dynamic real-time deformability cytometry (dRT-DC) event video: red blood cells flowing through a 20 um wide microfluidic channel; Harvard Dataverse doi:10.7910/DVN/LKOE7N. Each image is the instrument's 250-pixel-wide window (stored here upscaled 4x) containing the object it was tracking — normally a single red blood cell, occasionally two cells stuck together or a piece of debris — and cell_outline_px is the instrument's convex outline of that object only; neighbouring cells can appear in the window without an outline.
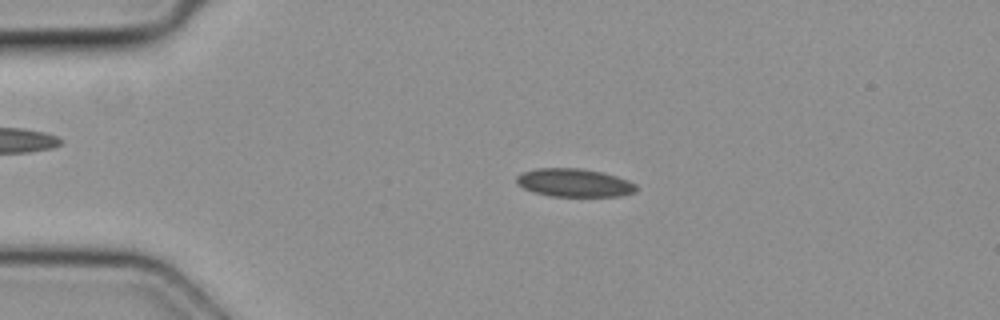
{"species": "common noctule bat (a hibernating species)", "species_latin": "Nyctalus noctula", "temperature_condition": "cold", "stored_images_in_passage": 40, "camera_frame_rate_fps": 3000, "um_per_image_px": 0.085, "animal": {"sex": "female", "body_mass_g": 19.3, "forearm_length_mm": 54.1}, "frame": {"image": 1, "passage_image": 2, "time_ms": 0.333, "image_size_px": [1000, 320], "cell_outline_px": [[636, 192], [620, 196], [548, 196], [532, 192], [524, 188], [516, 180], [516, 176], [524, 172], [536, 168], [580, 168], [604, 172], [628, 180], [636, 184]], "centroid_in_image_um": [48.83, 15.53], "position_along_channel_um": 36.2, "area_um2": 19.71}}
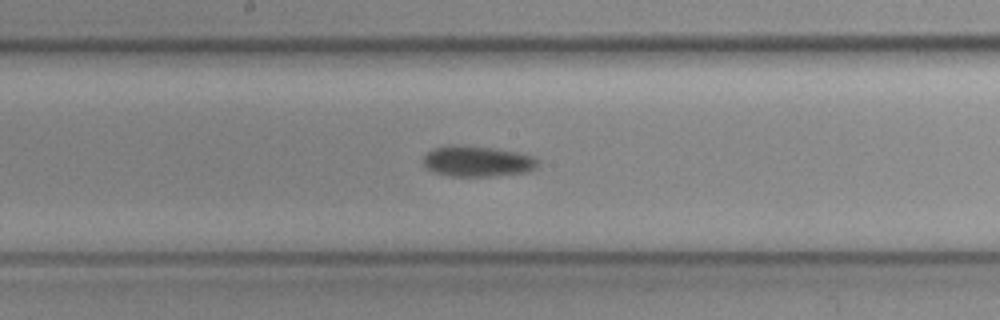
{"frame": {"image": 2, "passage_image": 17, "time_ms": 5.333, "image_size_px": [1000, 320], "cell_outline_px": [[540, 164], [536, 168], [528, 172], [496, 176], [448, 176], [424, 168], [424, 156], [432, 148], [488, 148], [516, 152], [532, 156], [540, 160]], "centroid_in_image_um": [40.65, 13.77], "position_along_channel_um": 207.5, "area_um2": 19.77}}
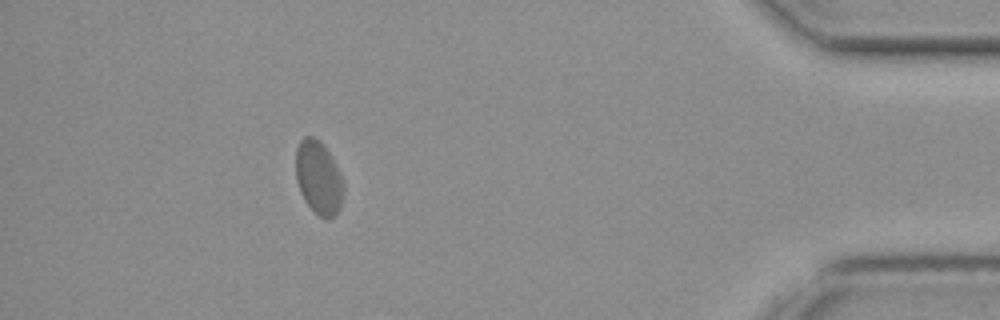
{"frame": {"image": 3, "passage_image": 35, "time_ms": 11.333, "image_size_px": [1000, 320], "cell_outline_px": [[344, 192], [340, 208], [328, 220], [320, 216], [304, 200], [300, 192], [296, 180], [296, 148], [300, 140], [304, 136], [312, 136], [320, 140], [332, 156], [340, 172], [344, 184]], "centroid_in_image_um": [27.08, 15.07], "position_along_channel_um": 408.1, "area_um2": 20.58}}